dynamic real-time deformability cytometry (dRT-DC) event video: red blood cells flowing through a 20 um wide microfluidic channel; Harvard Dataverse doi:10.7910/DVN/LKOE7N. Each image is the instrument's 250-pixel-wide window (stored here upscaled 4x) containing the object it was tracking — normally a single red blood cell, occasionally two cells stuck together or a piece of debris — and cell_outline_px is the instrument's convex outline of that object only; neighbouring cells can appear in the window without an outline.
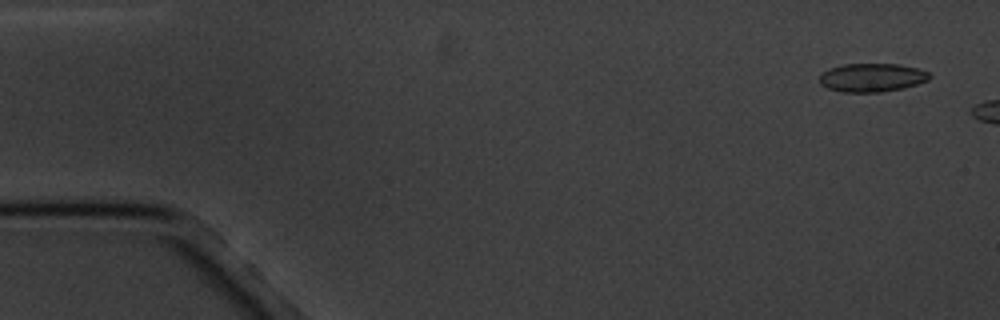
{"species": "common noctule bat (a hibernating species)", "species_latin": "Nyctalus noctula", "temperature_condition": "cold", "stored_images_in_passage": 7, "segment_of_instrument_passage": [2, 2], "camera_frame_rate_fps": 3000, "um_per_image_px": 0.085, "animal": {"sex": "male", "body_mass_g": 20.1, "forearm_length_mm": 53.5}, "frame": {"image": 1, "passage_image": 7, "time_ms": 8.0, "image_size_px": [1000, 320], "cell_outline_px": [[932, 76], [928, 80], [904, 88], [880, 92], [840, 92], [828, 88], [820, 84], [820, 72], [828, 68], [844, 64], [900, 64], [916, 68], [928, 72]], "centroid_in_image_um": [74.08, 6.59], "position_along_channel_um": 10.9, "area_um2": 18.38}}